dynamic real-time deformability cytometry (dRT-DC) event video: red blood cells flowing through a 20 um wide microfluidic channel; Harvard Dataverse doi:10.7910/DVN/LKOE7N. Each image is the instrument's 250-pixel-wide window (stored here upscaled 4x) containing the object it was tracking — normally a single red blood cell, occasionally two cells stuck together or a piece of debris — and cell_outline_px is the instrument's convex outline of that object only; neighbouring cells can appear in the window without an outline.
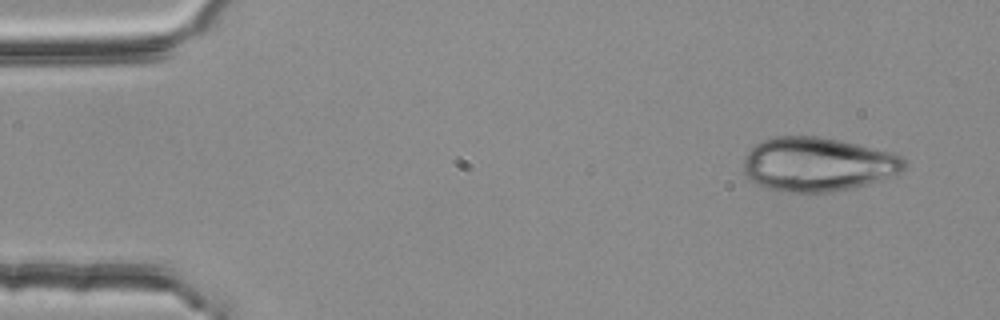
{"species": "common noctule bat (a hibernating species)", "species_latin": "Nyctalus noctula", "temperature_condition": "room temperature", "stored_images_in_passage": 4, "camera_frame_rate_fps": 3000, "um_per_image_px": 0.085, "animal": {"sex": "female", "body_mass_g": 25.1}, "frame": {"image": 1, "passage_image": 1, "time_ms": 0.0, "image_size_px": [1000, 320], "cell_outline_px": [[904, 168], [900, 172], [880, 180], [868, 184], [852, 188], [832, 192], [792, 192], [768, 188], [756, 184], [744, 172], [744, 156], [756, 144], [764, 140], [776, 136], [816, 136], [856, 144], [888, 152], [900, 156], [904, 160]], "centroid_in_image_um": [69.47, 13.97], "position_along_channel_um": 15.5, "area_um2": 50.0}}